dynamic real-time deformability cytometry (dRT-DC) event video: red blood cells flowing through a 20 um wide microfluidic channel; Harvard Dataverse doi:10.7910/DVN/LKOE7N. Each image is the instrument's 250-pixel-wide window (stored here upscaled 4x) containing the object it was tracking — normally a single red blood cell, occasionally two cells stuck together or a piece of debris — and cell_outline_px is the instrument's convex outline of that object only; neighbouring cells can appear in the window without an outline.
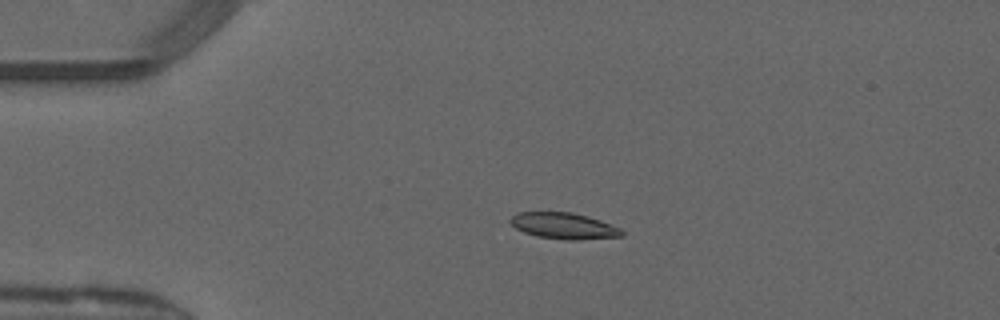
{"species": "common noctule bat (a hibernating species)", "species_latin": "Nyctalus noctula", "temperature_condition": "warm", "stored_images_in_passage": 40, "camera_frame_rate_fps": 3000, "um_per_image_px": 0.085, "animal": {"sex": "male", "forearm_length_mm": 52.5}, "frame": {"image": 1, "passage_image": 1, "time_ms": 0.0, "image_size_px": [1000, 320], "cell_outline_px": [[624, 236], [580, 240], [568, 240], [536, 236], [524, 232], [516, 228], [508, 220], [516, 212], [548, 208], [572, 212], [588, 216], [600, 220], [620, 228], [624, 232]], "centroid_in_image_um": [47.86, 19.14], "position_along_channel_um": 37.1, "area_um2": 17.92}}
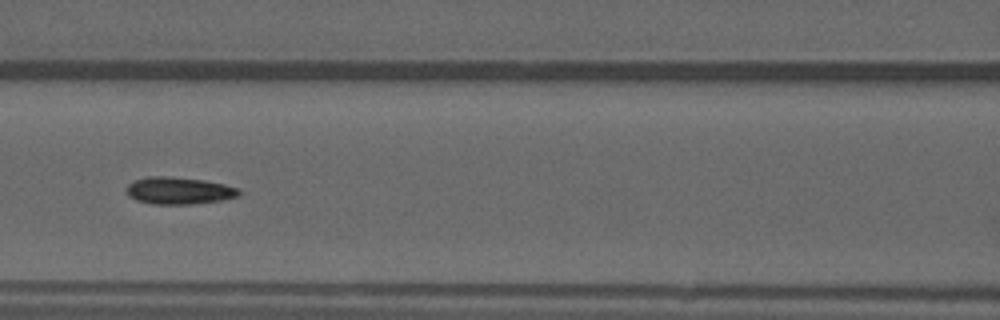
{"frame": {"image": 2, "passage_image": 12, "time_ms": 3.667, "image_size_px": [1000, 320], "cell_outline_px": [[240, 196], [224, 200], [192, 204], [152, 204], [136, 200], [128, 196], [124, 188], [128, 184], [136, 180], [148, 176], [164, 176], [204, 180], [224, 184], [240, 188]], "centroid_in_image_um": [15.21, 16.21], "position_along_channel_um": 151.4, "area_um2": 17.98}}
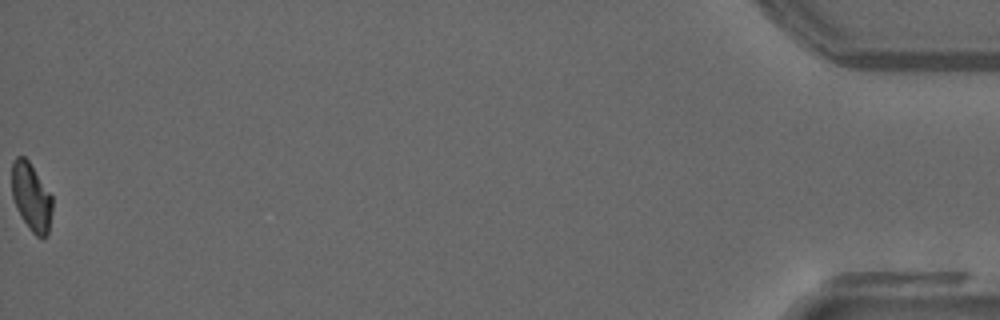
{"frame": {"image": 3, "passage_image": 40, "time_ms": 13.0, "image_size_px": [1000, 320], "cell_outline_px": [[52, 212], [48, 236], [36, 236], [28, 228], [16, 208], [12, 196], [12, 164], [16, 156], [24, 156], [28, 160], [52, 196]], "centroid_in_image_um": [2.66, 16.76], "position_along_channel_um": 432.5, "area_um2": 16.01}, "authors_computed_cell_mechanics": {"area_um2": 17.2244, "velocity_mm_per_s": 4.1321, "shape_relaxation_time_tau1_ms": 5.6582, "shape_relaxation_time_tau2_ms": 2.8989, "deformation_change_tau1": 0.1716, "deformation_change_tau2": 0.0691}}